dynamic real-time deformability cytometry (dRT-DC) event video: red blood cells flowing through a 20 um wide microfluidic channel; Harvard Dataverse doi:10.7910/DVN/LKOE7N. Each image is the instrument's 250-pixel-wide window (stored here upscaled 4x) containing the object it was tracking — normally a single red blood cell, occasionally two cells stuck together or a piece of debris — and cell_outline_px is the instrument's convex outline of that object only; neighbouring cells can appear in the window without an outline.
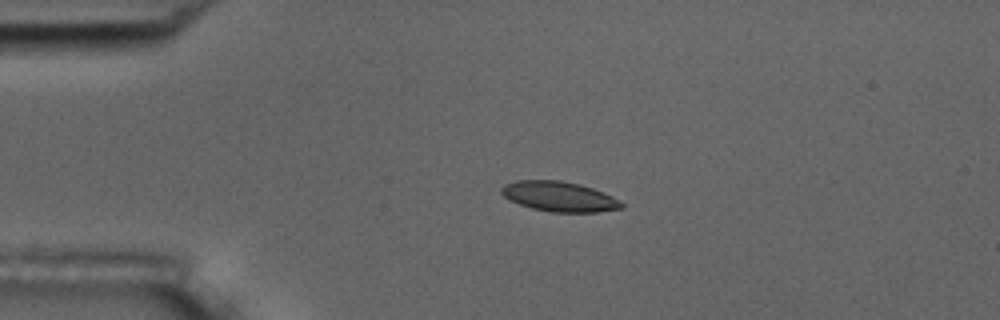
{"species": "common noctule bat (a hibernating species)", "species_latin": "Nyctalus noctula", "temperature_condition": "room temperature", "stored_images_in_passage": 3, "camera_frame_rate_fps": 3000, "um_per_image_px": 0.085, "animal": {"sex": "male", "body_mass_g": 17.5, "forearm_length_mm": 52.3}, "frame": {"image": 1, "passage_image": 2, "time_ms": 1.333, "image_size_px": [1000, 320], "cell_outline_px": [[624, 208], [596, 212], [552, 212], [532, 208], [520, 204], [504, 196], [500, 192], [500, 188], [504, 184], [516, 180], [560, 180], [580, 184], [592, 188], [612, 196], [624, 204]], "centroid_in_image_um": [47.53, 16.7], "position_along_channel_um": 37.5, "area_um2": 20.92}}